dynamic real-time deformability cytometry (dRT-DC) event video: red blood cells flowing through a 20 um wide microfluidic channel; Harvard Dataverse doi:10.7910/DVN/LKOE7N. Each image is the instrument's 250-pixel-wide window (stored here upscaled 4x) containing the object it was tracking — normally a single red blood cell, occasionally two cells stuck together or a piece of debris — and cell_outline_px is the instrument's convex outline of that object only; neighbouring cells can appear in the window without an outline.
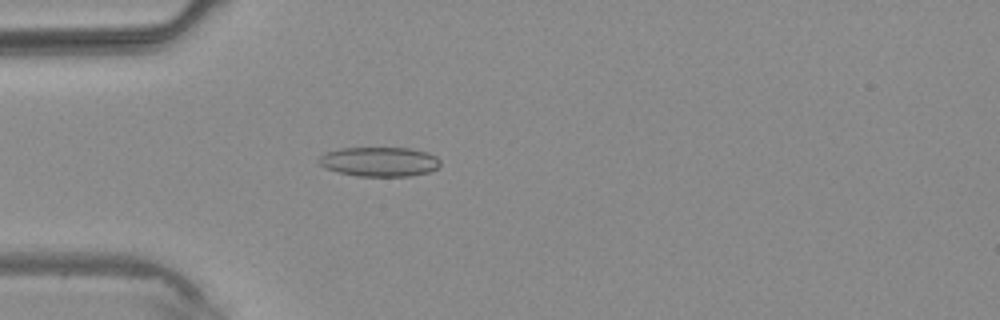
{"species": "common noctule bat (a hibernating species)", "species_latin": "Nyctalus noctula", "temperature_condition": "warm", "stored_images_in_passage": 4, "camera_frame_rate_fps": 3000, "um_per_image_px": 0.085, "animal": {"sex": "male", "body_mass_g": 20.4}, "frame": {"image": 1, "passage_image": 4, "time_ms": 3.667, "image_size_px": [1000, 320], "cell_outline_px": [[440, 168], [428, 172], [408, 176], [356, 176], [324, 168], [316, 160], [324, 152], [340, 148], [408, 148], [428, 152], [436, 156], [440, 160]], "centroid_in_image_um": [32.24, 13.74], "position_along_channel_um": 52.8, "area_um2": 21.04}}